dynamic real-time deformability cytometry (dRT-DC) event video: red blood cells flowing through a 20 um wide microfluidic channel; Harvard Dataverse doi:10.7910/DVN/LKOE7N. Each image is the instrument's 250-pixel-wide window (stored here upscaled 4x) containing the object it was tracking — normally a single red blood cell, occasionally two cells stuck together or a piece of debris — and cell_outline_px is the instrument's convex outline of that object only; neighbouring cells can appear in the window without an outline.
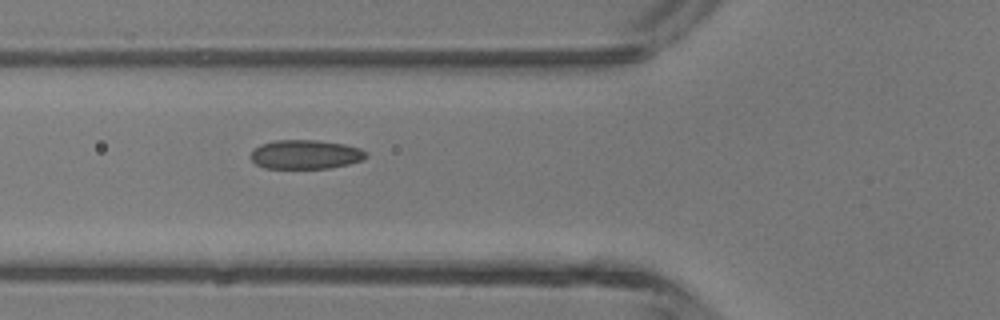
{"species": "common noctule bat (a hibernating species)", "species_latin": "Nyctalus noctula", "temperature_condition": "room temperature", "stored_images_in_passage": 5, "camera_frame_rate_fps": 3000, "um_per_image_px": 0.085, "animal": {"sex": "male", "body_mass_g": 13.3}, "frame": {"image": 1, "passage_image": 5, "time_ms": 1.333, "image_size_px": [1000, 320], "cell_outline_px": [[368, 156], [364, 160], [348, 164], [328, 168], [264, 168], [256, 164], [248, 156], [260, 144], [276, 140], [316, 140], [344, 144], [360, 148], [368, 152]], "centroid_in_image_um": [25.98, 13.13], "position_along_channel_um": 99.8, "area_um2": 19.65}}